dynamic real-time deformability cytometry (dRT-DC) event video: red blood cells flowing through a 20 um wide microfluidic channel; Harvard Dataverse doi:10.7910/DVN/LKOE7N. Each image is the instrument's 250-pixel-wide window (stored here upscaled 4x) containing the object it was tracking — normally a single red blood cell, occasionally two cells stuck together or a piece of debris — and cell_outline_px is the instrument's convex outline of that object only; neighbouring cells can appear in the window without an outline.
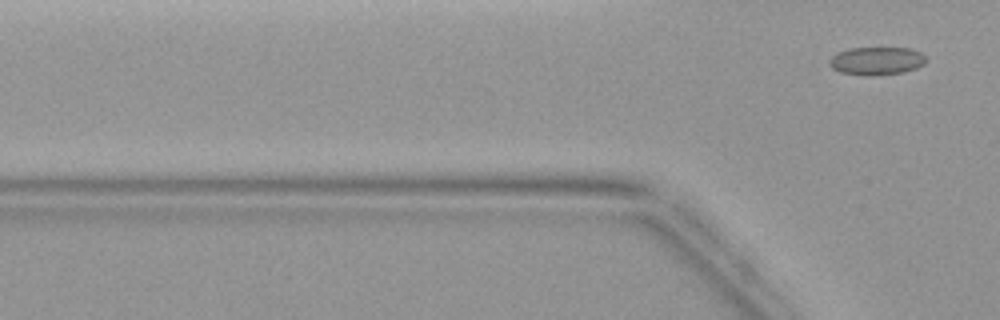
{"species": "common noctule bat (a hibernating species)", "species_latin": "Nyctalus noctula", "temperature_condition": "warm", "stored_images_in_passage": 3, "camera_frame_rate_fps": 3000, "um_per_image_px": 0.085, "animal": {"sex": "female", "body_mass_g": 19.9}, "frame": {"image": 1, "passage_image": 3, "time_ms": 3.333, "image_size_px": [1000, 320], "cell_outline_px": [[928, 60], [924, 64], [916, 68], [904, 72], [872, 76], [868, 76], [840, 72], [832, 68], [828, 64], [828, 60], [832, 56], [840, 52], [852, 48], [908, 48], [920, 52]], "centroid_in_image_um": [74.51, 5.19], "position_along_channel_um": 51.3, "area_um2": 15.78}}